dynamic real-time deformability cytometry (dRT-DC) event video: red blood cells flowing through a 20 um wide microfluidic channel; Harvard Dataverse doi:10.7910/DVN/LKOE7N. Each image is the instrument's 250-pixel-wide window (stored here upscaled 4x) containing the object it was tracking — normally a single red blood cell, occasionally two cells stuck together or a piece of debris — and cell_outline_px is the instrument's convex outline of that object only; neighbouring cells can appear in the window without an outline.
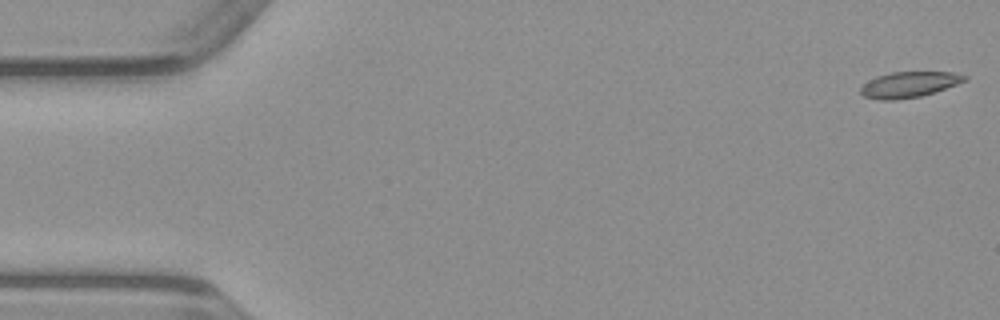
{"species": "common noctule bat (a hibernating species)", "species_latin": "Nyctalus noctula", "temperature_condition": "warm", "stored_images_in_passage": 49, "camera_frame_rate_fps": 3000, "um_per_image_px": 0.085, "animal": {"sex": "male", "body_mass_g": 23.1, "forearm_length_mm": 52.7}, "frame": {"image": 1, "passage_image": 1, "time_ms": 0.0, "image_size_px": [1000, 320], "cell_outline_px": [[968, 80], [920, 96], [896, 100], [880, 100], [864, 96], [860, 92], [860, 88], [868, 80], [876, 76], [892, 72], [952, 72], [968, 76]], "centroid_in_image_um": [77.24, 7.18], "position_along_channel_um": 7.8, "area_um2": 15.43}}
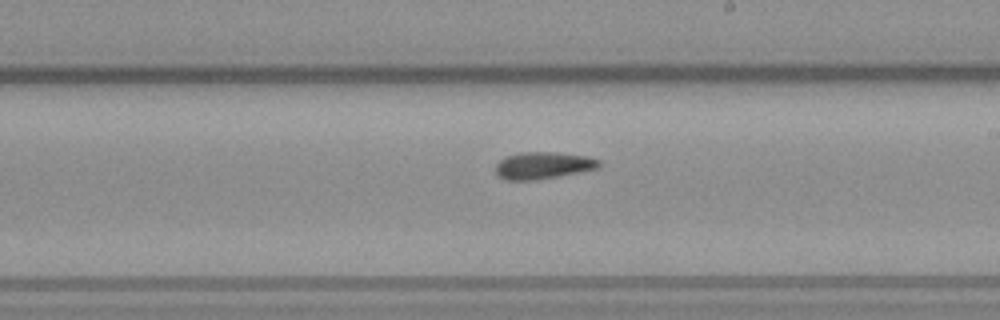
{"frame": {"image": 2, "passage_image": 28, "time_ms": 9.0, "image_size_px": [1000, 320], "cell_outline_px": [[600, 168], [536, 180], [504, 180], [496, 176], [496, 164], [500, 160], [508, 156], [520, 152], [556, 152], [588, 156], [600, 160]], "centroid_in_image_um": [46.16, 14.06], "position_along_channel_um": 242.8, "area_um2": 16.36}}
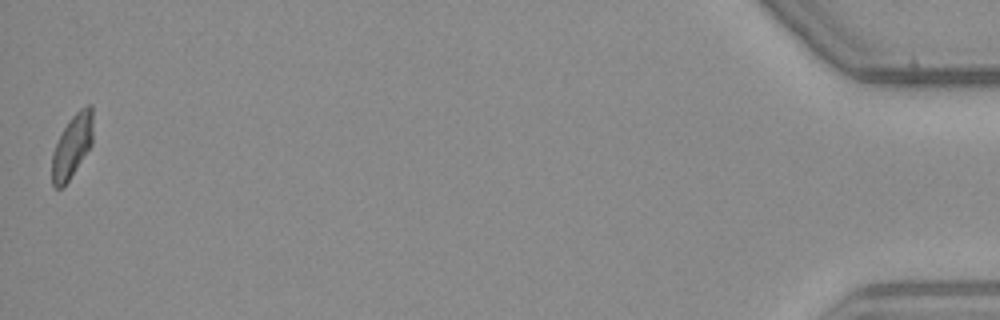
{"frame": {"image": 3, "passage_image": 49, "time_ms": 16.0, "image_size_px": [1000, 320], "cell_outline_px": [[92, 144], [68, 180], [60, 188], [56, 188], [52, 184], [52, 152], [68, 120], [80, 108], [88, 104], [92, 104]], "centroid_in_image_um": [6.13, 12.38], "position_along_channel_um": 429.1, "area_um2": 14.8}}